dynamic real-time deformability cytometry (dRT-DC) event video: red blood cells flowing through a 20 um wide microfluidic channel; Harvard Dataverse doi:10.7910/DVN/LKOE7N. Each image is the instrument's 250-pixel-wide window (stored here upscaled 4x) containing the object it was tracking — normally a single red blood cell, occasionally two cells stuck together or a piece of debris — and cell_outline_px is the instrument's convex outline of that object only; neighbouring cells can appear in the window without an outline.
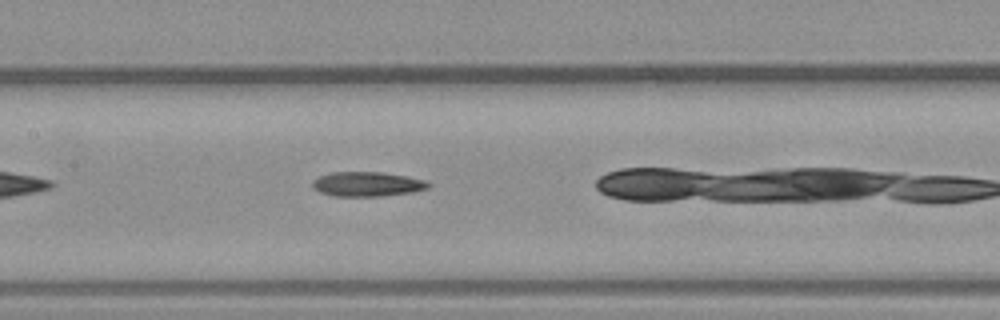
{"species": "common noctule bat (a hibernating species)", "species_latin": "Nyctalus noctula", "temperature_condition": "warm", "stored_images_in_passage": 19, "camera_frame_rate_fps": 3000, "um_per_image_px": 0.085, "animal": {"sex": "male", "body_mass_g": 23.1, "forearm_length_mm": 52.7}, "frame": {"image": 1, "passage_image": 6, "time_ms": 1.667, "image_size_px": [1000, 320], "cell_outline_px": [[432, 184], [428, 188], [412, 192], [380, 196], [336, 196], [320, 192], [312, 188], [312, 180], [320, 176], [332, 172], [384, 172], [408, 176], [428, 180]], "centroid_in_image_um": [31.25, 15.64], "position_along_channel_um": 176.2, "area_um2": 16.76}}